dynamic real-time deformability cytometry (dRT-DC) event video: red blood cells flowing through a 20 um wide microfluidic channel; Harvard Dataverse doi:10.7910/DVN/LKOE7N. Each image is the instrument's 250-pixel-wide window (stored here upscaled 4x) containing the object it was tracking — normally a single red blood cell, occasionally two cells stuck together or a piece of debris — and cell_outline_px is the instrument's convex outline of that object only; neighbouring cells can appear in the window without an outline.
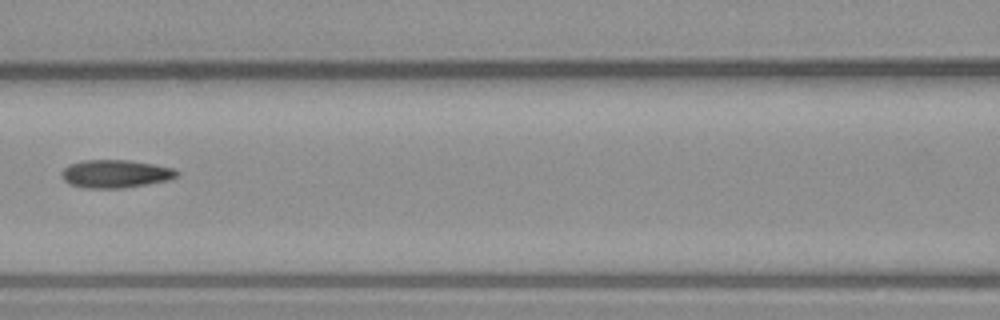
{"species": "common noctule bat (a hibernating species)", "species_latin": "Nyctalus noctula", "temperature_condition": "warm", "stored_images_in_passage": 4, "camera_frame_rate_fps": 3000, "um_per_image_px": 0.085, "animal": {"sex": "male", "body_mass_g": 23.1, "forearm_length_mm": 52.7}, "frame": {"image": 1, "passage_image": 3, "time_ms": 3.333, "image_size_px": [1000, 320], "cell_outline_px": [[180, 176], [168, 180], [124, 188], [84, 188], [68, 184], [64, 180], [60, 172], [68, 164], [84, 160], [128, 160], [176, 168], [180, 172]], "centroid_in_image_um": [9.82, 14.77], "position_along_channel_um": 156.8, "area_um2": 19.02}}
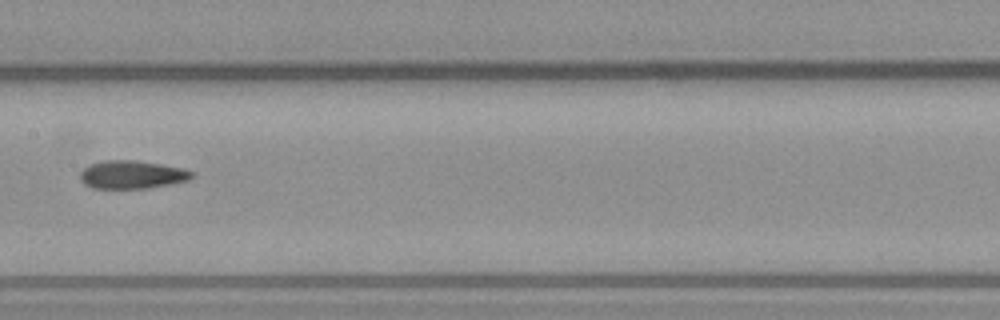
{"frame": {"image": 2, "passage_image": 4, "time_ms": 4.333, "image_size_px": [1000, 320], "cell_outline_px": [[192, 176], [188, 180], [148, 188], [92, 188], [84, 184], [80, 180], [80, 172], [84, 168], [92, 164], [104, 160], [136, 160], [184, 168], [192, 172]], "centroid_in_image_um": [11.18, 14.84], "position_along_channel_um": 196.2, "area_um2": 18.15}}